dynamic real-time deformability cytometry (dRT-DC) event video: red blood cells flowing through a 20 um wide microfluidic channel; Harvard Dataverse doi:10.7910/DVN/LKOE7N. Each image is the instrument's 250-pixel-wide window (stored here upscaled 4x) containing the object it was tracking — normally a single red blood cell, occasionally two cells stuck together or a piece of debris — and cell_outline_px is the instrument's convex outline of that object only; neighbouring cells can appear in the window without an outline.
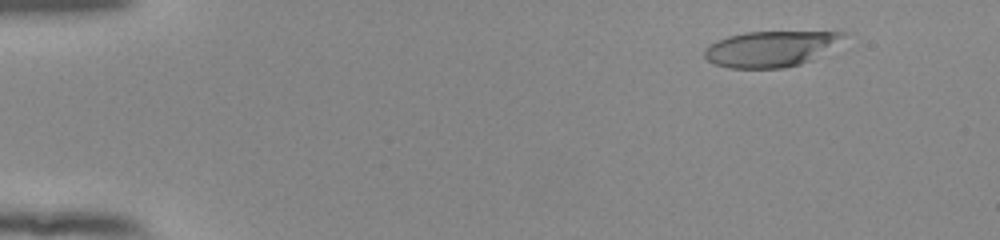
{"species": "human", "species_latin": "Homo sapiens", "temperature_condition": "room temperature", "stored_images_in_passage": 53, "camera_frame_rate_fps": 3000, "um_per_image_px": 0.085, "donor": {"sex": "female"}, "frame": {"image": 1, "passage_image": 6, "time_ms": 1.667, "image_size_px": [1000, 240], "cell_outline_px": [[848, 32], [808, 60], [800, 64], [784, 68], [728, 68], [716, 64], [708, 60], [704, 56], [704, 48], [716, 40], [728, 36], [744, 32]], "centroid_in_image_um": [65.32, 4.15], "position_along_channel_um": 19.7, "area_um2": 27.92}}
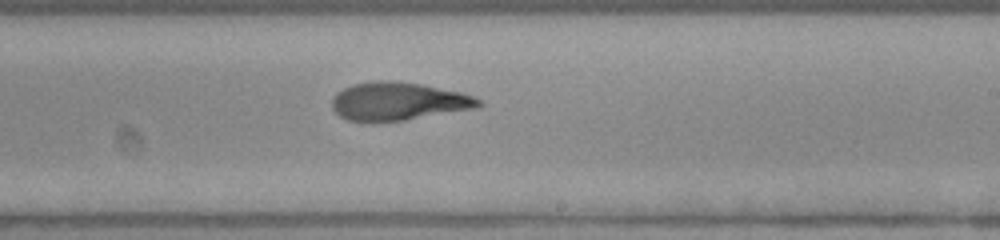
{"frame": {"image": 2, "passage_image": 33, "time_ms": 10.667, "image_size_px": [1000, 240], "cell_outline_px": [[484, 104], [480, 108], [404, 120], [372, 124], [368, 124], [348, 120], [340, 116], [332, 108], [332, 96], [344, 88], [352, 84], [376, 80], [396, 80], [420, 84], [460, 92], [472, 96], [480, 100]], "centroid_in_image_um": [33.83, 8.64], "position_along_channel_um": 255.2, "area_um2": 33.23}}
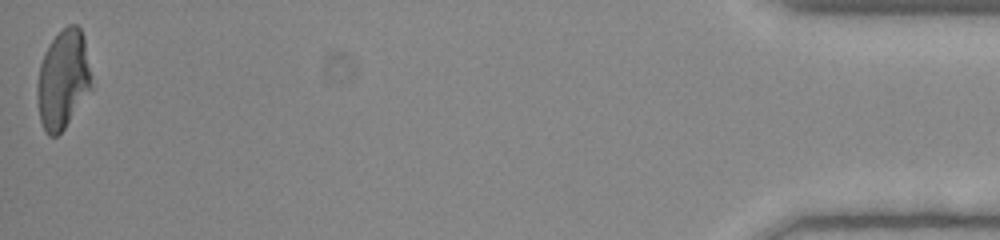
{"frame": {"image": 3, "passage_image": 53, "time_ms": 17.333, "image_size_px": [1000, 240], "cell_outline_px": [[92, 92], [64, 128], [56, 136], [48, 136], [44, 132], [40, 120], [36, 96], [36, 88], [40, 64], [44, 52], [48, 44], [68, 24], [76, 24], [80, 28], [84, 36], [92, 88]], "centroid_in_image_um": [5.35, 6.79], "position_along_channel_um": 429.9, "area_um2": 31.56}, "authors_computed_cell_mechanics": {"area_um2": 32.3102, "velocity_mm_per_s": 3.9292, "shape_relaxation_time_tau1_ms": 7.6018, "shape_relaxation_time_tau2_ms": 1.7871, "deformation_change_tau1": 0.2838, "deformation_change_tau2": 0.0996}}